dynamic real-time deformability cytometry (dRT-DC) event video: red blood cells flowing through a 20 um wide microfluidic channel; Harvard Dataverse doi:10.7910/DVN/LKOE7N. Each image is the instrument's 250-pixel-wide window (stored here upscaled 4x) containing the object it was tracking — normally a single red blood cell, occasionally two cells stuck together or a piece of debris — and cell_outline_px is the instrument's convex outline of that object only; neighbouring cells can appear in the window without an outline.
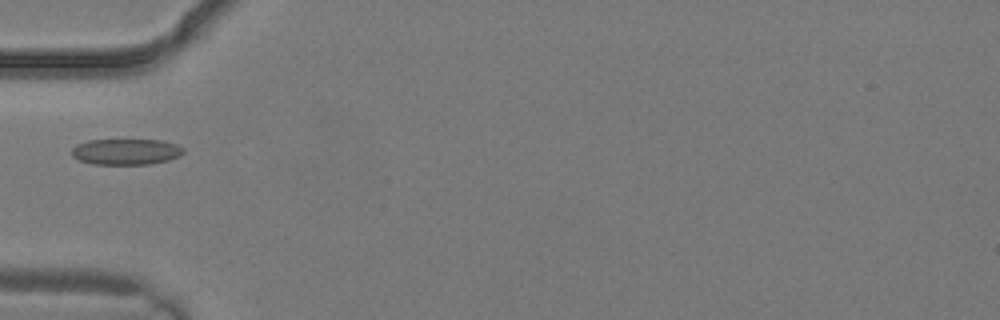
{"species": "common noctule bat (a hibernating species)", "species_latin": "Nyctalus noctula", "temperature_condition": "warm", "stored_images_in_passage": 3, "camera_frame_rate_fps": 3000, "um_per_image_px": 0.085, "animal": {"sex": "male", "body_mass_g": 19.2, "forearm_length_mm": 51.8}, "frame": {"image": 1, "passage_image": 3, "time_ms": 0.667, "image_size_px": [1000, 320], "cell_outline_px": [[184, 152], [180, 156], [168, 160], [148, 164], [92, 164], [80, 160], [72, 156], [72, 148], [76, 144], [88, 140], [160, 140], [176, 144], [184, 148]], "centroid_in_image_um": [10.71, 12.89], "position_along_channel_um": 74.3, "area_um2": 16.88}}